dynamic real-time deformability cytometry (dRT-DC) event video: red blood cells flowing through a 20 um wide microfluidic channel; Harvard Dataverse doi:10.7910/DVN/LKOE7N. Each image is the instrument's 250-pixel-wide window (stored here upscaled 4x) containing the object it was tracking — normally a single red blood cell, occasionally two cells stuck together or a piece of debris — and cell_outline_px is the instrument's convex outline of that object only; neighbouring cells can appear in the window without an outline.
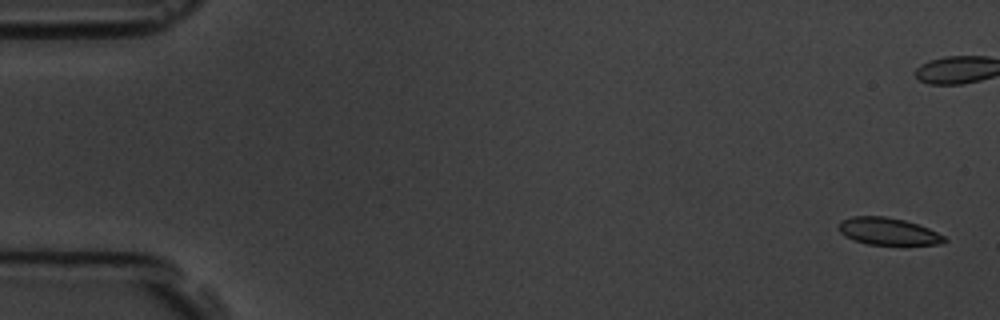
{"species": "common noctule bat (a hibernating species)", "species_latin": "Nyctalus noctula", "temperature_condition": "room temperature", "stored_images_in_passage": 10, "camera_frame_rate_fps": 3000, "um_per_image_px": 0.085, "animal": {"sex": "male", "body_mass_g": 19.5, "forearm_length_mm": 54.6}, "frame": {"image": 1, "passage_image": 1, "time_ms": 0.0, "image_size_px": [1000, 320], "cell_outline_px": [[948, 240], [944, 244], [868, 244], [844, 236], [836, 228], [840, 220], [852, 216], [884, 216], [904, 220], [928, 228], [944, 236]], "centroid_in_image_um": [75.45, 19.65], "position_along_channel_um": 9.6, "area_um2": 16.65}}
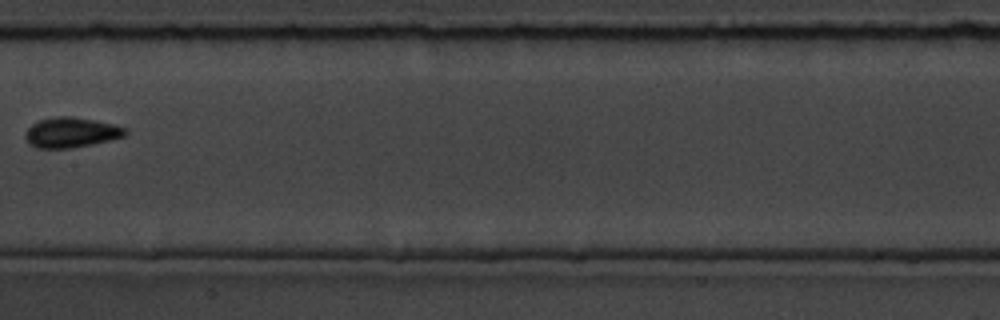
{"frame": {"image": 2, "passage_image": 9, "time_ms": 10.0, "image_size_px": [1000, 320], "cell_outline_px": [[128, 132], [124, 136], [112, 140], [72, 148], [36, 148], [28, 144], [24, 136], [24, 132], [32, 124], [40, 120], [56, 116], [72, 116], [112, 124], [128, 128]], "centroid_in_image_um": [6.03, 11.27], "position_along_channel_um": 201.4, "area_um2": 17.69}}